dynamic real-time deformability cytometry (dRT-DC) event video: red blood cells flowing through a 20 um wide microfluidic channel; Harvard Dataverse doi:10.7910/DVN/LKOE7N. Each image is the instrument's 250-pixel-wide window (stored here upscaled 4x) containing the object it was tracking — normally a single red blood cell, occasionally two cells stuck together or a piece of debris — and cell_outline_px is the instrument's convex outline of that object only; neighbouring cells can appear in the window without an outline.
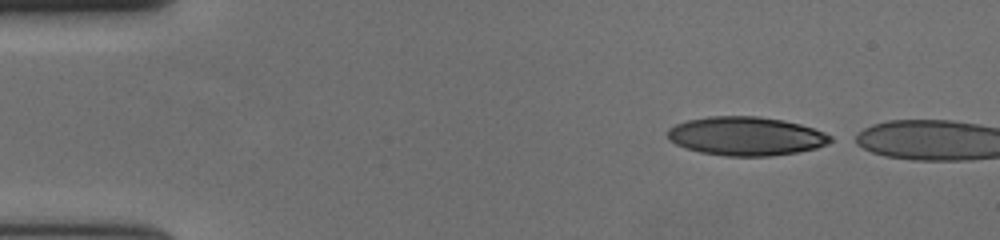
{"species": "human", "species_latin": "Homo sapiens", "temperature_condition": "cold", "stored_images_in_passage": 9, "camera_frame_rate_fps": 3000, "um_per_image_px": 0.085, "donor": {"sex": "female"}, "frame": {"image": 1, "passage_image": 1, "time_ms": 0.0, "image_size_px": [1000, 240], "cell_outline_px": [[832, 140], [828, 144], [816, 148], [796, 152], [772, 156], [724, 156], [700, 152], [684, 148], [668, 140], [668, 128], [676, 124], [688, 120], [708, 116], [756, 116], [780, 120], [800, 124], [824, 132], [832, 136]], "centroid_in_image_um": [63.38, 11.58], "position_along_channel_um": 21.6, "area_um2": 36.76}}